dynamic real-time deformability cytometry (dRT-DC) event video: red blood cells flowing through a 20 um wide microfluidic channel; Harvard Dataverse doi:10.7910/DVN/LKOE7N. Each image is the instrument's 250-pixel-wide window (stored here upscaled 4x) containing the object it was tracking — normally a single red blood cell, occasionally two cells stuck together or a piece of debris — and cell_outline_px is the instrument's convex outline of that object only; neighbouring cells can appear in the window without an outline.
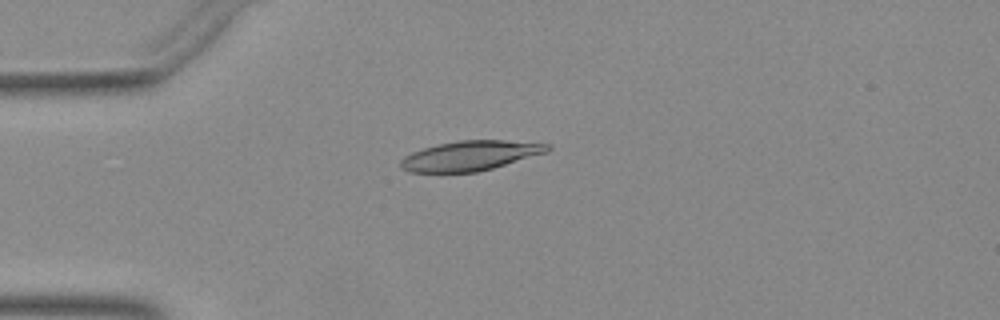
{"species": "Egyptian fruit bat (a non-hibernating species)", "species_latin": "Rousettus aegyptiacus", "temperature_condition": "warm", "stored_images_in_passage": 40, "camera_frame_rate_fps": 3000, "um_per_image_px": 0.085, "animal": {"sex": "female"}, "frame": {"image": 1, "passage_image": 2, "time_ms": 0.333, "image_size_px": [1000, 320], "cell_outline_px": [[552, 148], [548, 152], [492, 168], [476, 172], [408, 172], [400, 168], [400, 160], [404, 156], [412, 152], [424, 148], [440, 144], [460, 140], [504, 140], [552, 144]], "centroid_in_image_um": [39.98, 13.23], "position_along_channel_um": 45.0, "area_um2": 25.43}}
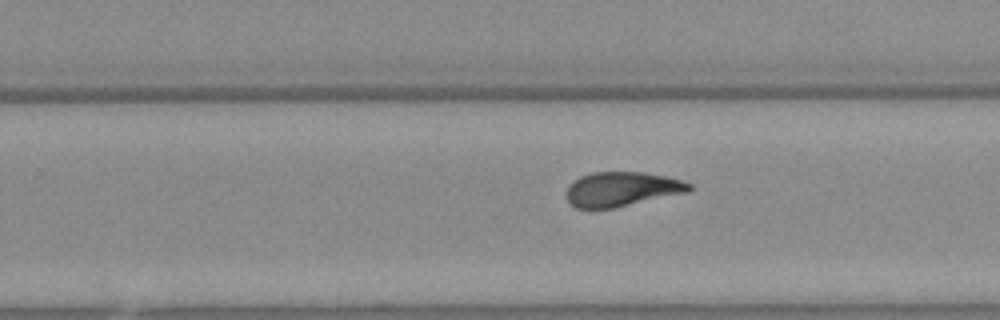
{"frame": {"image": 2, "passage_image": 21, "time_ms": 6.667, "image_size_px": [1000, 320], "cell_outline_px": [[692, 188], [688, 192], [612, 208], [576, 208], [568, 200], [568, 184], [580, 176], [592, 172], [640, 172], [664, 176], [680, 180], [692, 184]], "centroid_in_image_um": [52.85, 16.07], "position_along_channel_um": 277.0, "area_um2": 24.33}}
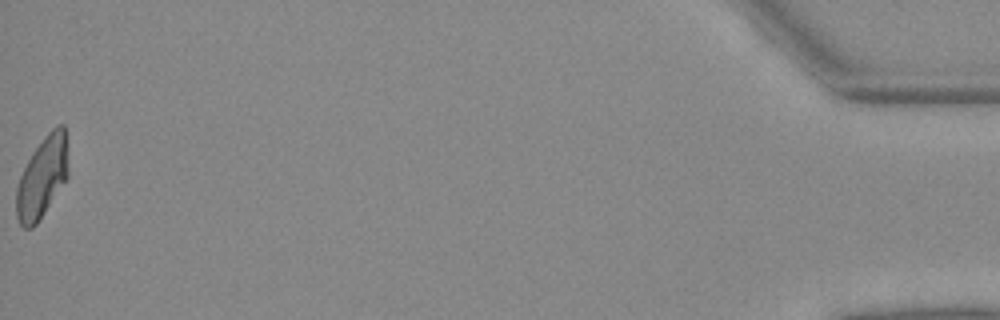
{"frame": {"image": 3, "passage_image": 40, "time_ms": 13.0, "image_size_px": [1000, 320], "cell_outline_px": [[68, 176], [36, 224], [32, 228], [24, 228], [20, 224], [16, 216], [16, 188], [20, 176], [32, 152], [44, 136], [56, 124], [64, 124], [68, 172]], "centroid_in_image_um": [3.57, 15.06], "position_along_channel_um": 431.6, "area_um2": 24.16}}